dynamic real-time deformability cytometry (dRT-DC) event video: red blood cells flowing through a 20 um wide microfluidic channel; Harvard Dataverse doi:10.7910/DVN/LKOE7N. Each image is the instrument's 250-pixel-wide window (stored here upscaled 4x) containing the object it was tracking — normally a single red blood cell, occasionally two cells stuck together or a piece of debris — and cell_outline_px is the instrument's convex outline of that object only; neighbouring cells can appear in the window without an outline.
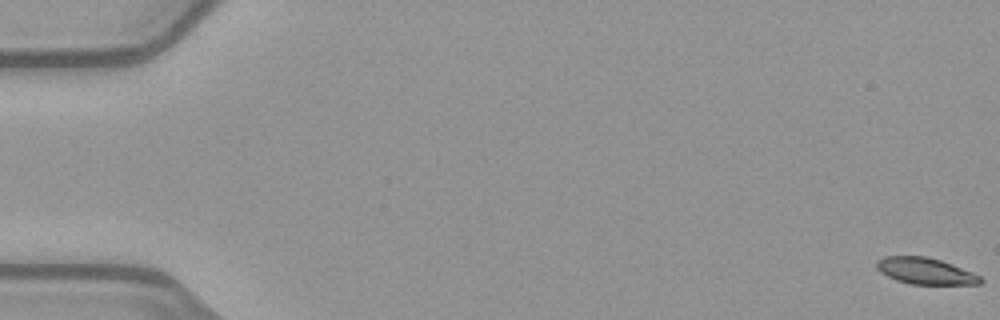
{"species": "common noctule bat (a hibernating species)", "species_latin": "Nyctalus noctula", "temperature_condition": "warm", "stored_images_in_passage": 53, "camera_frame_rate_fps": 3000, "um_per_image_px": 0.085, "animal": {"sex": "female", "body_mass_g": 21.9}, "frame": {"image": 1, "passage_image": 1, "time_ms": 0.0, "image_size_px": [1000, 320], "cell_outline_px": [[984, 280], [980, 284], [912, 284], [896, 280], [880, 272], [876, 268], [876, 264], [884, 256], [924, 256], [940, 260], [952, 264], [972, 272], [980, 276]], "centroid_in_image_um": [78.67, 23.04], "position_along_channel_um": 6.3, "area_um2": 15.84}}
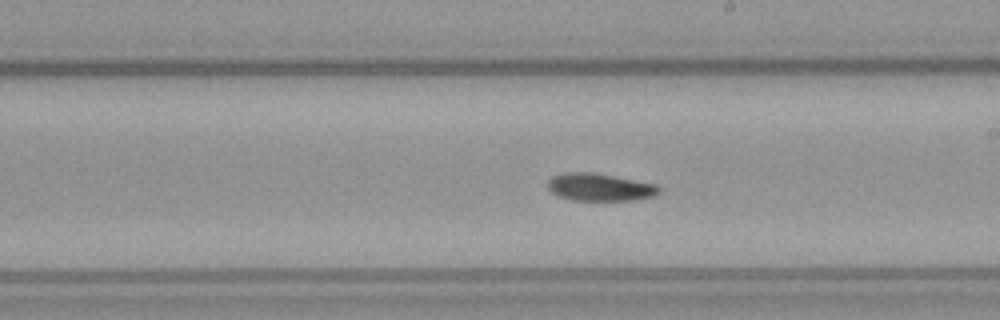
{"frame": {"image": 2, "passage_image": 31, "time_ms": 10.0, "image_size_px": [1000, 320], "cell_outline_px": [[660, 192], [652, 196], [636, 200], [572, 200], [556, 196], [548, 188], [548, 180], [552, 176], [564, 172], [592, 172], [656, 184], [660, 188]], "centroid_in_image_um": [50.94, 15.91], "position_along_channel_um": 238.1, "area_um2": 17.86}}
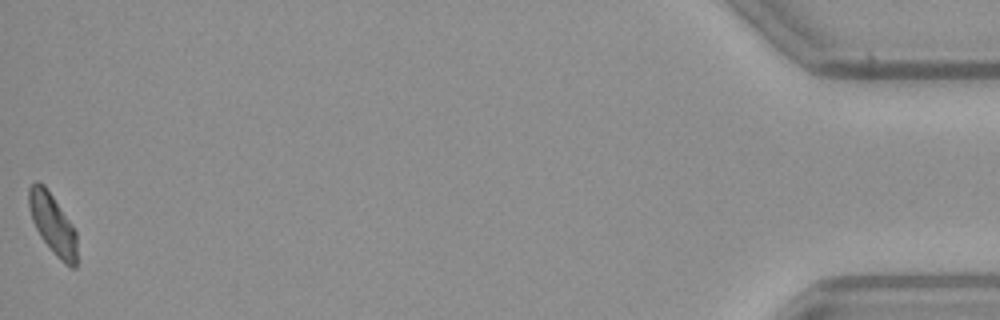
{"frame": {"image": 3, "passage_image": 53, "time_ms": 17.333, "image_size_px": [1000, 320], "cell_outline_px": [[76, 268], [72, 268], [64, 264], [56, 256], [40, 236], [32, 220], [28, 208], [28, 188], [36, 180], [44, 184], [76, 232]], "centroid_in_image_um": [4.45, 19.04], "position_along_channel_um": 430.8, "area_um2": 16.7}, "authors_computed_cell_mechanics": {"area_um2": 17.4556, "velocity_mm_per_s": 3.9944, "shape_relaxation_time_tau1_ms": 4.8857, "shape_relaxation_time_tau2_ms": null, "deformation_change_tau1": 0.126, "deformation_change_tau2": null}}